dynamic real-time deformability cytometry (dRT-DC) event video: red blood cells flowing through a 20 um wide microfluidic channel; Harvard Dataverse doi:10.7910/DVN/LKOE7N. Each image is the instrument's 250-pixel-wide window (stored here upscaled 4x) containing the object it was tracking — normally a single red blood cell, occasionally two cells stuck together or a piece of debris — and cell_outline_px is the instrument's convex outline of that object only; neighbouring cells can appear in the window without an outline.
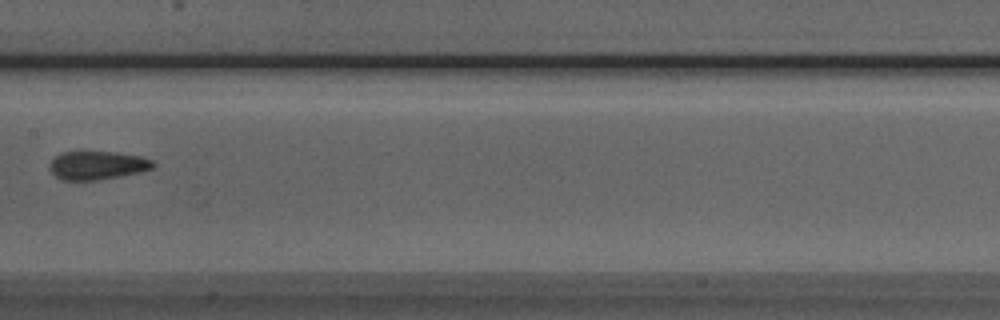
{"species": "Egyptian fruit bat (a non-hibernating species)", "species_latin": "Rousettus aegyptiacus", "temperature_condition": "room temperature", "stored_images_in_passage": 6, "camera_frame_rate_fps": 3000, "um_per_image_px": 0.085, "animal": {"sex": "male"}, "frame": {"image": 1, "passage_image": 6, "time_ms": 5.667, "image_size_px": [1000, 320], "cell_outline_px": [[156, 164], [152, 168], [140, 172], [120, 176], [96, 180], [64, 180], [56, 176], [48, 168], [52, 160], [60, 152], [116, 152], [144, 156], [152, 160]], "centroid_in_image_um": [8.3, 14.04], "position_along_channel_um": 199.1, "area_um2": 17.17}}